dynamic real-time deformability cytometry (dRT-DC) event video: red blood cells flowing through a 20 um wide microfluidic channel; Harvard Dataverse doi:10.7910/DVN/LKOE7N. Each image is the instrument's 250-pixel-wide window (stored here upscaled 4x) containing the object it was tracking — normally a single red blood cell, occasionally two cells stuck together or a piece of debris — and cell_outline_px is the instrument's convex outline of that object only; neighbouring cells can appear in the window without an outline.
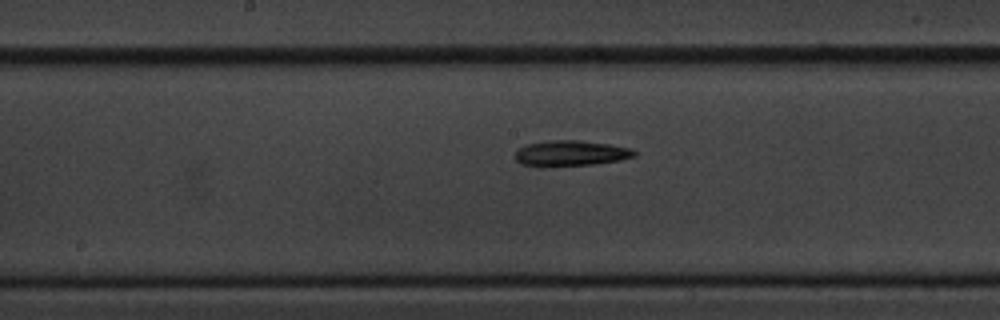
{"species": "common noctule bat (a hibernating species)", "species_latin": "Nyctalus noctula", "temperature_condition": "cold", "stored_images_in_passage": 9, "segment_of_instrument_passage": [2, 2], "camera_frame_rate_fps": 3000, "um_per_image_px": 0.085, "animal": {"sex": "male", "body_mass_g": 20.1, "forearm_length_mm": 53.5}, "frame": {"image": 1, "passage_image": 9, "time_ms": 9.333, "image_size_px": [1000, 320], "cell_outline_px": [[636, 156], [620, 160], [592, 164], [520, 164], [516, 160], [516, 152], [520, 148], [528, 144], [548, 140], [580, 140], [608, 144], [632, 148], [636, 152]], "centroid_in_image_um": [48.59, 12.98], "position_along_channel_um": 199.6, "area_um2": 16.99}}